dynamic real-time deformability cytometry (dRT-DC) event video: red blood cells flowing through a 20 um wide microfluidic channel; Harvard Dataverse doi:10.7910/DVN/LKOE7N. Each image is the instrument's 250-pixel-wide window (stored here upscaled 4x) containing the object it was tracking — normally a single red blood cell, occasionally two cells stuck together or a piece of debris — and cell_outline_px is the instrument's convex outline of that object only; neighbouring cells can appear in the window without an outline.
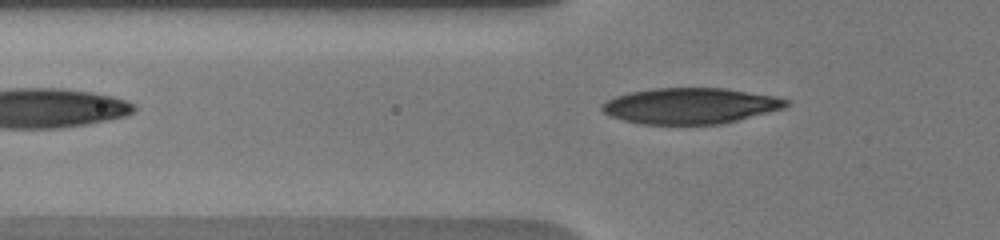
{"species": "human", "species_latin": "Homo sapiens", "temperature_condition": "warm", "stored_images_in_passage": 12, "segment_of_instrument_passage": [2, 2], "camera_frame_rate_fps": 3000, "um_per_image_px": 0.085, "donor": {"sex": "male"}, "frame": {"image": 1, "passage_image": 12, "time_ms": 6.0, "image_size_px": [1000, 240], "cell_outline_px": [[792, 104], [784, 108], [720, 124], [644, 124], [624, 120], [612, 116], [604, 112], [600, 108], [600, 104], [616, 96], [628, 92], [652, 88], [724, 88], [772, 96], [788, 100]], "centroid_in_image_um": [58.65, 8.99], "position_along_channel_um": 67.2, "area_um2": 38.21}}